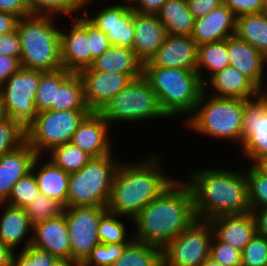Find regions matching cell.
I'll use <instances>...</instances> for the list:
<instances>
[{
	"mask_svg": "<svg viewBox=\"0 0 267 266\" xmlns=\"http://www.w3.org/2000/svg\"><path fill=\"white\" fill-rule=\"evenodd\" d=\"M195 220L192 190L178 178L132 220L133 239L163 249Z\"/></svg>",
	"mask_w": 267,
	"mask_h": 266,
	"instance_id": "obj_1",
	"label": "cell"
},
{
	"mask_svg": "<svg viewBox=\"0 0 267 266\" xmlns=\"http://www.w3.org/2000/svg\"><path fill=\"white\" fill-rule=\"evenodd\" d=\"M145 156L138 162L124 160L118 165L107 204L109 212L133 220L178 178L165 172L160 155Z\"/></svg>",
	"mask_w": 267,
	"mask_h": 266,
	"instance_id": "obj_2",
	"label": "cell"
},
{
	"mask_svg": "<svg viewBox=\"0 0 267 266\" xmlns=\"http://www.w3.org/2000/svg\"><path fill=\"white\" fill-rule=\"evenodd\" d=\"M193 194L197 219L209 221L224 215L250 212L246 169L205 168L186 178Z\"/></svg>",
	"mask_w": 267,
	"mask_h": 266,
	"instance_id": "obj_3",
	"label": "cell"
},
{
	"mask_svg": "<svg viewBox=\"0 0 267 266\" xmlns=\"http://www.w3.org/2000/svg\"><path fill=\"white\" fill-rule=\"evenodd\" d=\"M143 76L157 95L168 119L179 115L187 119L204 91V84L196 70L143 67Z\"/></svg>",
	"mask_w": 267,
	"mask_h": 266,
	"instance_id": "obj_4",
	"label": "cell"
},
{
	"mask_svg": "<svg viewBox=\"0 0 267 266\" xmlns=\"http://www.w3.org/2000/svg\"><path fill=\"white\" fill-rule=\"evenodd\" d=\"M244 100L219 98L202 92L194 112L182 119L187 130L219 141L242 145Z\"/></svg>",
	"mask_w": 267,
	"mask_h": 266,
	"instance_id": "obj_5",
	"label": "cell"
},
{
	"mask_svg": "<svg viewBox=\"0 0 267 266\" xmlns=\"http://www.w3.org/2000/svg\"><path fill=\"white\" fill-rule=\"evenodd\" d=\"M57 17L30 15L22 17L16 31L21 42L20 65L25 69L55 71L62 68L60 26Z\"/></svg>",
	"mask_w": 267,
	"mask_h": 266,
	"instance_id": "obj_6",
	"label": "cell"
},
{
	"mask_svg": "<svg viewBox=\"0 0 267 266\" xmlns=\"http://www.w3.org/2000/svg\"><path fill=\"white\" fill-rule=\"evenodd\" d=\"M111 154L92 157L79 171L70 173L67 207H107L114 174L121 158Z\"/></svg>",
	"mask_w": 267,
	"mask_h": 266,
	"instance_id": "obj_7",
	"label": "cell"
},
{
	"mask_svg": "<svg viewBox=\"0 0 267 266\" xmlns=\"http://www.w3.org/2000/svg\"><path fill=\"white\" fill-rule=\"evenodd\" d=\"M99 113L110 126L116 122L117 124L119 122L134 124L168 118L159 105L157 95L143 75L131 79L126 87L109 100Z\"/></svg>",
	"mask_w": 267,
	"mask_h": 266,
	"instance_id": "obj_8",
	"label": "cell"
},
{
	"mask_svg": "<svg viewBox=\"0 0 267 266\" xmlns=\"http://www.w3.org/2000/svg\"><path fill=\"white\" fill-rule=\"evenodd\" d=\"M89 109L39 112L26 128V142L37 155H45L52 148L71 142L79 124Z\"/></svg>",
	"mask_w": 267,
	"mask_h": 266,
	"instance_id": "obj_9",
	"label": "cell"
},
{
	"mask_svg": "<svg viewBox=\"0 0 267 266\" xmlns=\"http://www.w3.org/2000/svg\"><path fill=\"white\" fill-rule=\"evenodd\" d=\"M40 76V70L21 67L0 86V97L7 117L17 121L25 129L38 114L34 99Z\"/></svg>",
	"mask_w": 267,
	"mask_h": 266,
	"instance_id": "obj_10",
	"label": "cell"
},
{
	"mask_svg": "<svg viewBox=\"0 0 267 266\" xmlns=\"http://www.w3.org/2000/svg\"><path fill=\"white\" fill-rule=\"evenodd\" d=\"M211 224L197 219L162 249L163 266H200L210 257Z\"/></svg>",
	"mask_w": 267,
	"mask_h": 266,
	"instance_id": "obj_11",
	"label": "cell"
},
{
	"mask_svg": "<svg viewBox=\"0 0 267 266\" xmlns=\"http://www.w3.org/2000/svg\"><path fill=\"white\" fill-rule=\"evenodd\" d=\"M106 211L107 207L101 206L64 207L63 213L71 245V261L83 262L100 244L98 225Z\"/></svg>",
	"mask_w": 267,
	"mask_h": 266,
	"instance_id": "obj_12",
	"label": "cell"
},
{
	"mask_svg": "<svg viewBox=\"0 0 267 266\" xmlns=\"http://www.w3.org/2000/svg\"><path fill=\"white\" fill-rule=\"evenodd\" d=\"M94 0L82 2V13L92 24L103 31L109 38L111 45H117L133 50L134 47V10L119 1L109 3L100 8L95 14L90 13L88 7ZM117 3V4H116ZM89 11V12H88Z\"/></svg>",
	"mask_w": 267,
	"mask_h": 266,
	"instance_id": "obj_13",
	"label": "cell"
},
{
	"mask_svg": "<svg viewBox=\"0 0 267 266\" xmlns=\"http://www.w3.org/2000/svg\"><path fill=\"white\" fill-rule=\"evenodd\" d=\"M243 159L254 165L267 157V97L261 93L251 100H244L242 145Z\"/></svg>",
	"mask_w": 267,
	"mask_h": 266,
	"instance_id": "obj_14",
	"label": "cell"
},
{
	"mask_svg": "<svg viewBox=\"0 0 267 266\" xmlns=\"http://www.w3.org/2000/svg\"><path fill=\"white\" fill-rule=\"evenodd\" d=\"M78 74L83 83L86 105L91 112H99L131 81L127 74L103 72L91 67L79 71Z\"/></svg>",
	"mask_w": 267,
	"mask_h": 266,
	"instance_id": "obj_15",
	"label": "cell"
},
{
	"mask_svg": "<svg viewBox=\"0 0 267 266\" xmlns=\"http://www.w3.org/2000/svg\"><path fill=\"white\" fill-rule=\"evenodd\" d=\"M70 29H60L62 68L72 73L91 67V52L87 36V18L76 15L70 19Z\"/></svg>",
	"mask_w": 267,
	"mask_h": 266,
	"instance_id": "obj_16",
	"label": "cell"
},
{
	"mask_svg": "<svg viewBox=\"0 0 267 266\" xmlns=\"http://www.w3.org/2000/svg\"><path fill=\"white\" fill-rule=\"evenodd\" d=\"M197 46L192 36L167 34L164 43L143 67L196 70Z\"/></svg>",
	"mask_w": 267,
	"mask_h": 266,
	"instance_id": "obj_17",
	"label": "cell"
},
{
	"mask_svg": "<svg viewBox=\"0 0 267 266\" xmlns=\"http://www.w3.org/2000/svg\"><path fill=\"white\" fill-rule=\"evenodd\" d=\"M111 126L99 112H90L79 124L71 142L92 157H102L114 150Z\"/></svg>",
	"mask_w": 267,
	"mask_h": 266,
	"instance_id": "obj_18",
	"label": "cell"
},
{
	"mask_svg": "<svg viewBox=\"0 0 267 266\" xmlns=\"http://www.w3.org/2000/svg\"><path fill=\"white\" fill-rule=\"evenodd\" d=\"M227 52L230 65L263 91L267 84V58L236 34L227 38Z\"/></svg>",
	"mask_w": 267,
	"mask_h": 266,
	"instance_id": "obj_19",
	"label": "cell"
},
{
	"mask_svg": "<svg viewBox=\"0 0 267 266\" xmlns=\"http://www.w3.org/2000/svg\"><path fill=\"white\" fill-rule=\"evenodd\" d=\"M204 92L214 97L243 100L254 99L262 93L248 77L231 65L209 77L204 83Z\"/></svg>",
	"mask_w": 267,
	"mask_h": 266,
	"instance_id": "obj_20",
	"label": "cell"
},
{
	"mask_svg": "<svg viewBox=\"0 0 267 266\" xmlns=\"http://www.w3.org/2000/svg\"><path fill=\"white\" fill-rule=\"evenodd\" d=\"M31 246L47 251L61 261H71V245L65 214L35 225Z\"/></svg>",
	"mask_w": 267,
	"mask_h": 266,
	"instance_id": "obj_21",
	"label": "cell"
},
{
	"mask_svg": "<svg viewBox=\"0 0 267 266\" xmlns=\"http://www.w3.org/2000/svg\"><path fill=\"white\" fill-rule=\"evenodd\" d=\"M214 236L241 252L256 236V222L252 212L224 215L209 220Z\"/></svg>",
	"mask_w": 267,
	"mask_h": 266,
	"instance_id": "obj_22",
	"label": "cell"
},
{
	"mask_svg": "<svg viewBox=\"0 0 267 266\" xmlns=\"http://www.w3.org/2000/svg\"><path fill=\"white\" fill-rule=\"evenodd\" d=\"M0 208L3 210L0 212V242L14 252L18 251L17 248L21 244L19 251H23L31 245L33 233V226L25 208L15 207L5 202L0 203Z\"/></svg>",
	"mask_w": 267,
	"mask_h": 266,
	"instance_id": "obj_23",
	"label": "cell"
},
{
	"mask_svg": "<svg viewBox=\"0 0 267 266\" xmlns=\"http://www.w3.org/2000/svg\"><path fill=\"white\" fill-rule=\"evenodd\" d=\"M133 24L135 30L133 50L143 63L148 62L164 43L167 36L166 28L157 14L136 11L133 13Z\"/></svg>",
	"mask_w": 267,
	"mask_h": 266,
	"instance_id": "obj_24",
	"label": "cell"
},
{
	"mask_svg": "<svg viewBox=\"0 0 267 266\" xmlns=\"http://www.w3.org/2000/svg\"><path fill=\"white\" fill-rule=\"evenodd\" d=\"M236 32V16L224 4L208 15L196 18L192 38L197 45L225 40Z\"/></svg>",
	"mask_w": 267,
	"mask_h": 266,
	"instance_id": "obj_25",
	"label": "cell"
},
{
	"mask_svg": "<svg viewBox=\"0 0 267 266\" xmlns=\"http://www.w3.org/2000/svg\"><path fill=\"white\" fill-rule=\"evenodd\" d=\"M37 154L25 142L22 146L0 157V202H5L13 189V185L31 171Z\"/></svg>",
	"mask_w": 267,
	"mask_h": 266,
	"instance_id": "obj_26",
	"label": "cell"
},
{
	"mask_svg": "<svg viewBox=\"0 0 267 266\" xmlns=\"http://www.w3.org/2000/svg\"><path fill=\"white\" fill-rule=\"evenodd\" d=\"M43 158V155H37L31 167V171L34 173L37 181L39 192L67 207L70 174L55 166L48 159L45 162Z\"/></svg>",
	"mask_w": 267,
	"mask_h": 266,
	"instance_id": "obj_27",
	"label": "cell"
},
{
	"mask_svg": "<svg viewBox=\"0 0 267 266\" xmlns=\"http://www.w3.org/2000/svg\"><path fill=\"white\" fill-rule=\"evenodd\" d=\"M143 64L134 50L110 45L100 57L94 60L91 68L103 72L127 74L131 79H135L143 75Z\"/></svg>",
	"mask_w": 267,
	"mask_h": 266,
	"instance_id": "obj_28",
	"label": "cell"
},
{
	"mask_svg": "<svg viewBox=\"0 0 267 266\" xmlns=\"http://www.w3.org/2000/svg\"><path fill=\"white\" fill-rule=\"evenodd\" d=\"M169 35L192 36L195 18L187 0H167L157 13Z\"/></svg>",
	"mask_w": 267,
	"mask_h": 266,
	"instance_id": "obj_29",
	"label": "cell"
},
{
	"mask_svg": "<svg viewBox=\"0 0 267 266\" xmlns=\"http://www.w3.org/2000/svg\"><path fill=\"white\" fill-rule=\"evenodd\" d=\"M229 65L227 38L197 46L196 71L203 84L209 79V76L211 77Z\"/></svg>",
	"mask_w": 267,
	"mask_h": 266,
	"instance_id": "obj_30",
	"label": "cell"
},
{
	"mask_svg": "<svg viewBox=\"0 0 267 266\" xmlns=\"http://www.w3.org/2000/svg\"><path fill=\"white\" fill-rule=\"evenodd\" d=\"M235 34L267 58V15L254 13L237 17Z\"/></svg>",
	"mask_w": 267,
	"mask_h": 266,
	"instance_id": "obj_31",
	"label": "cell"
},
{
	"mask_svg": "<svg viewBox=\"0 0 267 266\" xmlns=\"http://www.w3.org/2000/svg\"><path fill=\"white\" fill-rule=\"evenodd\" d=\"M89 109L86 105L83 83L78 73H71L56 89L55 103L49 110L65 111Z\"/></svg>",
	"mask_w": 267,
	"mask_h": 266,
	"instance_id": "obj_32",
	"label": "cell"
},
{
	"mask_svg": "<svg viewBox=\"0 0 267 266\" xmlns=\"http://www.w3.org/2000/svg\"><path fill=\"white\" fill-rule=\"evenodd\" d=\"M112 266H163L162 249L133 239Z\"/></svg>",
	"mask_w": 267,
	"mask_h": 266,
	"instance_id": "obj_33",
	"label": "cell"
},
{
	"mask_svg": "<svg viewBox=\"0 0 267 266\" xmlns=\"http://www.w3.org/2000/svg\"><path fill=\"white\" fill-rule=\"evenodd\" d=\"M48 160L67 173H73L83 168L92 158L72 142L56 146L46 153Z\"/></svg>",
	"mask_w": 267,
	"mask_h": 266,
	"instance_id": "obj_34",
	"label": "cell"
},
{
	"mask_svg": "<svg viewBox=\"0 0 267 266\" xmlns=\"http://www.w3.org/2000/svg\"><path fill=\"white\" fill-rule=\"evenodd\" d=\"M123 218V219H122ZM126 218L125 223L122 221ZM127 220L132 219L111 213L108 210L100 218L98 225V239L101 244H129L133 240V235H128ZM128 232V233H127ZM129 236V237H128Z\"/></svg>",
	"mask_w": 267,
	"mask_h": 266,
	"instance_id": "obj_35",
	"label": "cell"
},
{
	"mask_svg": "<svg viewBox=\"0 0 267 266\" xmlns=\"http://www.w3.org/2000/svg\"><path fill=\"white\" fill-rule=\"evenodd\" d=\"M71 73L63 68L55 71H41L40 83L34 99L38 113L52 107V103H55L56 89Z\"/></svg>",
	"mask_w": 267,
	"mask_h": 266,
	"instance_id": "obj_36",
	"label": "cell"
},
{
	"mask_svg": "<svg viewBox=\"0 0 267 266\" xmlns=\"http://www.w3.org/2000/svg\"><path fill=\"white\" fill-rule=\"evenodd\" d=\"M32 15L51 16L57 18L60 16L67 19L80 15L82 3L79 0H26ZM76 13V14H75Z\"/></svg>",
	"mask_w": 267,
	"mask_h": 266,
	"instance_id": "obj_37",
	"label": "cell"
},
{
	"mask_svg": "<svg viewBox=\"0 0 267 266\" xmlns=\"http://www.w3.org/2000/svg\"><path fill=\"white\" fill-rule=\"evenodd\" d=\"M25 210L31 225L34 227L47 219L56 218L63 214L64 206L58 201L40 193Z\"/></svg>",
	"mask_w": 267,
	"mask_h": 266,
	"instance_id": "obj_38",
	"label": "cell"
},
{
	"mask_svg": "<svg viewBox=\"0 0 267 266\" xmlns=\"http://www.w3.org/2000/svg\"><path fill=\"white\" fill-rule=\"evenodd\" d=\"M40 194L36 178L32 171L21 177L14 185L5 203L26 208Z\"/></svg>",
	"mask_w": 267,
	"mask_h": 266,
	"instance_id": "obj_39",
	"label": "cell"
},
{
	"mask_svg": "<svg viewBox=\"0 0 267 266\" xmlns=\"http://www.w3.org/2000/svg\"><path fill=\"white\" fill-rule=\"evenodd\" d=\"M26 142V129L7 117L0 122V157L14 151Z\"/></svg>",
	"mask_w": 267,
	"mask_h": 266,
	"instance_id": "obj_40",
	"label": "cell"
},
{
	"mask_svg": "<svg viewBox=\"0 0 267 266\" xmlns=\"http://www.w3.org/2000/svg\"><path fill=\"white\" fill-rule=\"evenodd\" d=\"M246 177L248 180V202L250 211L267 207V178L253 165H248Z\"/></svg>",
	"mask_w": 267,
	"mask_h": 266,
	"instance_id": "obj_41",
	"label": "cell"
},
{
	"mask_svg": "<svg viewBox=\"0 0 267 266\" xmlns=\"http://www.w3.org/2000/svg\"><path fill=\"white\" fill-rule=\"evenodd\" d=\"M128 244H98L82 262L83 266H112Z\"/></svg>",
	"mask_w": 267,
	"mask_h": 266,
	"instance_id": "obj_42",
	"label": "cell"
},
{
	"mask_svg": "<svg viewBox=\"0 0 267 266\" xmlns=\"http://www.w3.org/2000/svg\"><path fill=\"white\" fill-rule=\"evenodd\" d=\"M241 266H267V238L256 236L244 248Z\"/></svg>",
	"mask_w": 267,
	"mask_h": 266,
	"instance_id": "obj_43",
	"label": "cell"
},
{
	"mask_svg": "<svg viewBox=\"0 0 267 266\" xmlns=\"http://www.w3.org/2000/svg\"><path fill=\"white\" fill-rule=\"evenodd\" d=\"M242 252L228 243L219 241L213 236L210 248V258L222 266H241Z\"/></svg>",
	"mask_w": 267,
	"mask_h": 266,
	"instance_id": "obj_44",
	"label": "cell"
},
{
	"mask_svg": "<svg viewBox=\"0 0 267 266\" xmlns=\"http://www.w3.org/2000/svg\"><path fill=\"white\" fill-rule=\"evenodd\" d=\"M87 36L91 52V66L98 57H100L109 47L110 42L107 35L98 29L87 19Z\"/></svg>",
	"mask_w": 267,
	"mask_h": 266,
	"instance_id": "obj_45",
	"label": "cell"
},
{
	"mask_svg": "<svg viewBox=\"0 0 267 266\" xmlns=\"http://www.w3.org/2000/svg\"><path fill=\"white\" fill-rule=\"evenodd\" d=\"M223 4L227 6L237 17L247 14L261 13L262 0H223Z\"/></svg>",
	"mask_w": 267,
	"mask_h": 266,
	"instance_id": "obj_46",
	"label": "cell"
},
{
	"mask_svg": "<svg viewBox=\"0 0 267 266\" xmlns=\"http://www.w3.org/2000/svg\"><path fill=\"white\" fill-rule=\"evenodd\" d=\"M0 55H6L20 60L21 42L16 30L0 35Z\"/></svg>",
	"mask_w": 267,
	"mask_h": 266,
	"instance_id": "obj_47",
	"label": "cell"
},
{
	"mask_svg": "<svg viewBox=\"0 0 267 266\" xmlns=\"http://www.w3.org/2000/svg\"><path fill=\"white\" fill-rule=\"evenodd\" d=\"M21 252L30 261H35V266H57L61 262L56 256L31 245Z\"/></svg>",
	"mask_w": 267,
	"mask_h": 266,
	"instance_id": "obj_48",
	"label": "cell"
},
{
	"mask_svg": "<svg viewBox=\"0 0 267 266\" xmlns=\"http://www.w3.org/2000/svg\"><path fill=\"white\" fill-rule=\"evenodd\" d=\"M189 10L194 18H201L208 15L216 7L223 4V0H187Z\"/></svg>",
	"mask_w": 267,
	"mask_h": 266,
	"instance_id": "obj_49",
	"label": "cell"
},
{
	"mask_svg": "<svg viewBox=\"0 0 267 266\" xmlns=\"http://www.w3.org/2000/svg\"><path fill=\"white\" fill-rule=\"evenodd\" d=\"M0 11L12 13L19 18L32 15L26 0H0Z\"/></svg>",
	"mask_w": 267,
	"mask_h": 266,
	"instance_id": "obj_50",
	"label": "cell"
},
{
	"mask_svg": "<svg viewBox=\"0 0 267 266\" xmlns=\"http://www.w3.org/2000/svg\"><path fill=\"white\" fill-rule=\"evenodd\" d=\"M21 68L17 58L0 55V86Z\"/></svg>",
	"mask_w": 267,
	"mask_h": 266,
	"instance_id": "obj_51",
	"label": "cell"
},
{
	"mask_svg": "<svg viewBox=\"0 0 267 266\" xmlns=\"http://www.w3.org/2000/svg\"><path fill=\"white\" fill-rule=\"evenodd\" d=\"M167 0H139L132 9L139 13L157 14Z\"/></svg>",
	"mask_w": 267,
	"mask_h": 266,
	"instance_id": "obj_52",
	"label": "cell"
},
{
	"mask_svg": "<svg viewBox=\"0 0 267 266\" xmlns=\"http://www.w3.org/2000/svg\"><path fill=\"white\" fill-rule=\"evenodd\" d=\"M19 19L12 13L0 11V35L15 31Z\"/></svg>",
	"mask_w": 267,
	"mask_h": 266,
	"instance_id": "obj_53",
	"label": "cell"
},
{
	"mask_svg": "<svg viewBox=\"0 0 267 266\" xmlns=\"http://www.w3.org/2000/svg\"><path fill=\"white\" fill-rule=\"evenodd\" d=\"M256 222L257 234L267 238V207L252 211Z\"/></svg>",
	"mask_w": 267,
	"mask_h": 266,
	"instance_id": "obj_54",
	"label": "cell"
},
{
	"mask_svg": "<svg viewBox=\"0 0 267 266\" xmlns=\"http://www.w3.org/2000/svg\"><path fill=\"white\" fill-rule=\"evenodd\" d=\"M14 251L0 242V266H11Z\"/></svg>",
	"mask_w": 267,
	"mask_h": 266,
	"instance_id": "obj_55",
	"label": "cell"
},
{
	"mask_svg": "<svg viewBox=\"0 0 267 266\" xmlns=\"http://www.w3.org/2000/svg\"><path fill=\"white\" fill-rule=\"evenodd\" d=\"M16 253L14 252L11 266H35V261H30L21 251Z\"/></svg>",
	"mask_w": 267,
	"mask_h": 266,
	"instance_id": "obj_56",
	"label": "cell"
},
{
	"mask_svg": "<svg viewBox=\"0 0 267 266\" xmlns=\"http://www.w3.org/2000/svg\"><path fill=\"white\" fill-rule=\"evenodd\" d=\"M253 166L267 178V157L258 160Z\"/></svg>",
	"mask_w": 267,
	"mask_h": 266,
	"instance_id": "obj_57",
	"label": "cell"
},
{
	"mask_svg": "<svg viewBox=\"0 0 267 266\" xmlns=\"http://www.w3.org/2000/svg\"><path fill=\"white\" fill-rule=\"evenodd\" d=\"M57 266H83L79 261H61Z\"/></svg>",
	"mask_w": 267,
	"mask_h": 266,
	"instance_id": "obj_58",
	"label": "cell"
},
{
	"mask_svg": "<svg viewBox=\"0 0 267 266\" xmlns=\"http://www.w3.org/2000/svg\"><path fill=\"white\" fill-rule=\"evenodd\" d=\"M200 266H222L219 262L214 261L212 258H208Z\"/></svg>",
	"mask_w": 267,
	"mask_h": 266,
	"instance_id": "obj_59",
	"label": "cell"
},
{
	"mask_svg": "<svg viewBox=\"0 0 267 266\" xmlns=\"http://www.w3.org/2000/svg\"><path fill=\"white\" fill-rule=\"evenodd\" d=\"M7 118V115L4 110V106L2 104V99L0 97V122Z\"/></svg>",
	"mask_w": 267,
	"mask_h": 266,
	"instance_id": "obj_60",
	"label": "cell"
},
{
	"mask_svg": "<svg viewBox=\"0 0 267 266\" xmlns=\"http://www.w3.org/2000/svg\"><path fill=\"white\" fill-rule=\"evenodd\" d=\"M138 1L139 0H122V1H120V4H123V5H126V6H128L130 8H132Z\"/></svg>",
	"mask_w": 267,
	"mask_h": 266,
	"instance_id": "obj_61",
	"label": "cell"
},
{
	"mask_svg": "<svg viewBox=\"0 0 267 266\" xmlns=\"http://www.w3.org/2000/svg\"><path fill=\"white\" fill-rule=\"evenodd\" d=\"M261 13L267 15V0H262Z\"/></svg>",
	"mask_w": 267,
	"mask_h": 266,
	"instance_id": "obj_62",
	"label": "cell"
},
{
	"mask_svg": "<svg viewBox=\"0 0 267 266\" xmlns=\"http://www.w3.org/2000/svg\"><path fill=\"white\" fill-rule=\"evenodd\" d=\"M267 85V84H266ZM262 93L267 97V86L265 87V89L262 91Z\"/></svg>",
	"mask_w": 267,
	"mask_h": 266,
	"instance_id": "obj_63",
	"label": "cell"
}]
</instances>
